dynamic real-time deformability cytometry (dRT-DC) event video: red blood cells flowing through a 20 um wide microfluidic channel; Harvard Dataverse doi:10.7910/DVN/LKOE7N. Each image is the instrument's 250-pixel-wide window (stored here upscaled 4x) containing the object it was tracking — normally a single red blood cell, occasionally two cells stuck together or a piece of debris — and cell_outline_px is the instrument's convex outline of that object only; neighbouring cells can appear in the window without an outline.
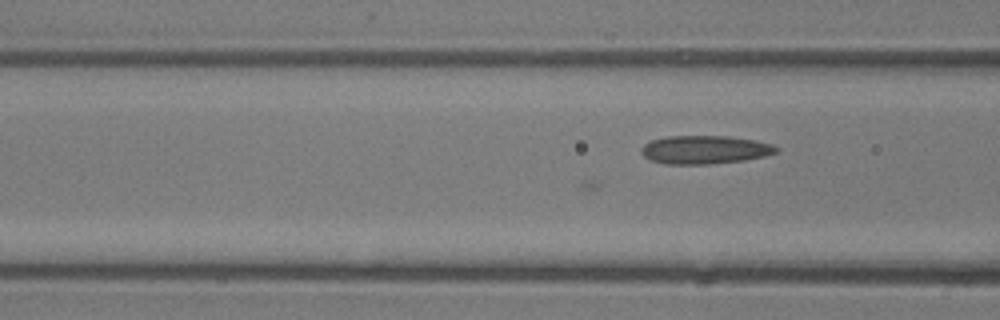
{"species": "common noctule bat (a hibernating species)", "species_latin": "Nyctalus noctula", "temperature_condition": "room temperature", "stored_images_in_passage": 36, "camera_frame_rate_fps": 3000, "um_per_image_px": 0.085, "animal": {"sex": "male", "body_mass_g": 13.3}, "frame": {"image": 1, "passage_image": 6, "time_ms": 1.667, "image_size_px": [1000, 320], "cell_outline_px": [[780, 148], [776, 152], [764, 156], [744, 160], [708, 164], [664, 164], [652, 160], [644, 156], [640, 152], [640, 148], [644, 144], [652, 140], [668, 136], [728, 136], [756, 140], [772, 144]], "centroid_in_image_um": [59.9, 12.72], "position_along_channel_um": 106.7, "area_um2": 22.31}}
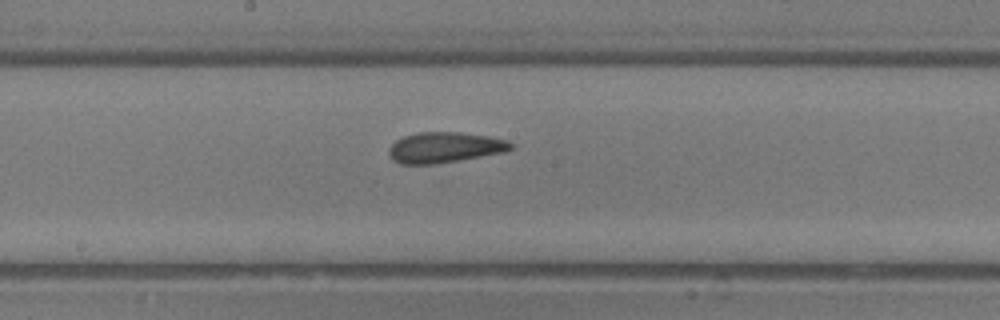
{"frame": {"image": 2, "passage_image": 13, "time_ms": 4.0, "image_size_px": [1000, 320], "cell_outline_px": [[516, 144], [512, 148], [504, 152], [460, 160], [436, 164], [400, 164], [392, 160], [388, 156], [388, 152], [392, 144], [396, 140], [404, 136], [420, 132], [460, 132], [488, 136], [508, 140]], "centroid_in_image_um": [37.8, 12.54], "position_along_channel_um": 210.4, "area_um2": 21.91}}
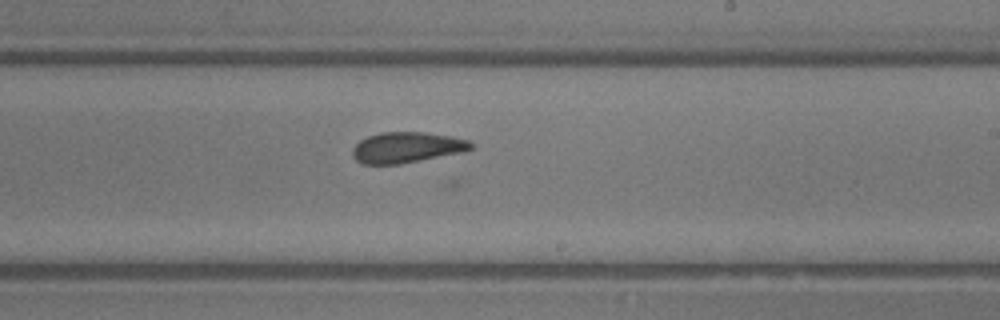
{"frame": {"image": 3, "passage_image": 16, "time_ms": 5.0, "image_size_px": [1000, 320], "cell_outline_px": [[472, 148], [464, 152], [400, 164], [364, 164], [356, 160], [352, 156], [352, 148], [360, 140], [368, 136], [380, 132], [424, 132], [452, 136], [468, 140], [472, 144]], "centroid_in_image_um": [34.56, 12.53], "position_along_channel_um": 254.4, "area_um2": 21.27}}